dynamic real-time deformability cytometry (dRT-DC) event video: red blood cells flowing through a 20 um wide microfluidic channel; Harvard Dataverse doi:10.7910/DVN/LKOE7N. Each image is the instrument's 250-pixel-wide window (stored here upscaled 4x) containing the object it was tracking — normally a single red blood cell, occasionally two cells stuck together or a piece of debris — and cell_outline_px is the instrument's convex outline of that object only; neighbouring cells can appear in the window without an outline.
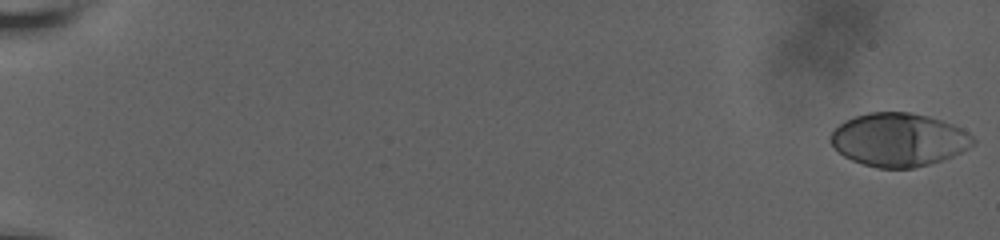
{"species": "human", "species_latin": "Homo sapiens", "temperature_condition": "room temperature", "stored_images_in_passage": 18, "camera_frame_rate_fps": 3000, "um_per_image_px": 0.085, "donor": {"sex": "male"}, "frame": {"image": 1, "passage_image": 1, "time_ms": 0.0, "image_size_px": [1000, 240], "cell_outline_px": [[976, 140], [968, 148], [952, 156], [928, 164], [912, 168], [880, 168], [864, 164], [852, 160], [844, 156], [832, 144], [832, 132], [844, 120], [868, 112], [908, 112], [928, 116], [952, 124], [968, 132]], "centroid_in_image_um": [76.4, 11.87], "position_along_channel_um": 8.6, "area_um2": 43.7}}
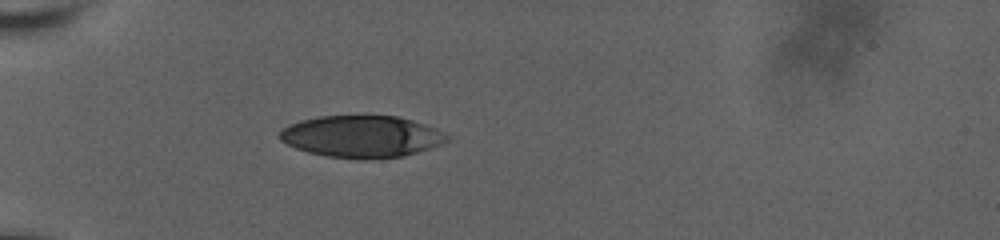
{"frame": {"image": 2, "passage_image": 16, "time_ms": 6.667, "image_size_px": [1000, 240], "cell_outline_px": [[452, 136], [444, 144], [404, 156], [368, 160], [364, 160], [328, 156], [308, 152], [296, 148], [280, 140], [276, 136], [288, 124], [300, 120], [320, 116], [396, 116], [412, 120], [436, 128]], "centroid_in_image_um": [30.77, 11.61], "position_along_channel_um": 54.2, "area_um2": 41.15}}
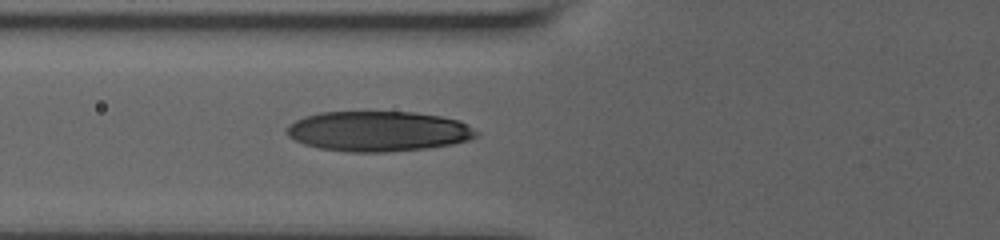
{"frame": {"image": 3, "passage_image": 18, "time_ms": 8.333, "image_size_px": [1000, 240], "cell_outline_px": [[480, 132], [476, 136], [468, 140], [452, 144], [428, 148], [384, 152], [348, 152], [320, 148], [304, 144], [288, 136], [288, 124], [304, 116], [320, 112], [416, 112], [440, 116], [460, 120]], "centroid_in_image_um": [32.18, 11.15], "position_along_channel_um": 93.6, "area_um2": 44.45}}